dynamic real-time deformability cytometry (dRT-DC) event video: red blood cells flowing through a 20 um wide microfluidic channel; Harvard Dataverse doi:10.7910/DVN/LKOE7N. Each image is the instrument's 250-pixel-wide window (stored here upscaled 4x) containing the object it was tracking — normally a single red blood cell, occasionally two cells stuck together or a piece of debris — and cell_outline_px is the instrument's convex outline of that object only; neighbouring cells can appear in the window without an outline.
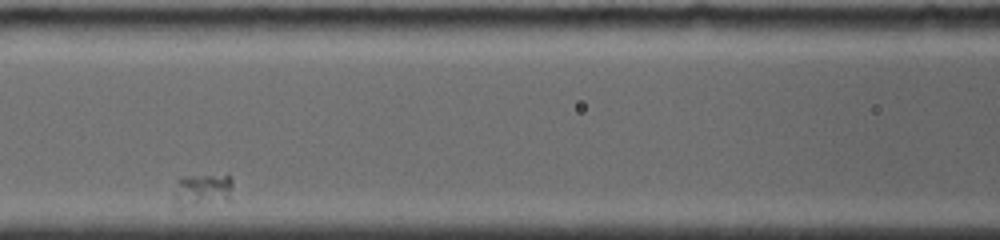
{"species": "common noctule bat (a hibernating species)", "species_latin": "Nyctalus noctula", "temperature_condition": "room temperature", "stored_images_in_passage": 8, "camera_frame_rate_fps": 4000, "um_per_image_px": 0.085, "animal": {"sex": "female", "body_mass_g": 19.0, "forearm_length_mm": 56.7}, "frame": {"image": 1, "passage_image": 4, "time_ms": 2.5, "image_size_px": [1000, 240], "cell_outline_px": [[232, 200], [180, 208], [176, 208], [172, 196], [176, 180], [188, 176], [232, 176]], "centroid_in_image_um": [17.17, 16.2], "position_along_channel_um": 149.4, "area_um2": 11.68}}